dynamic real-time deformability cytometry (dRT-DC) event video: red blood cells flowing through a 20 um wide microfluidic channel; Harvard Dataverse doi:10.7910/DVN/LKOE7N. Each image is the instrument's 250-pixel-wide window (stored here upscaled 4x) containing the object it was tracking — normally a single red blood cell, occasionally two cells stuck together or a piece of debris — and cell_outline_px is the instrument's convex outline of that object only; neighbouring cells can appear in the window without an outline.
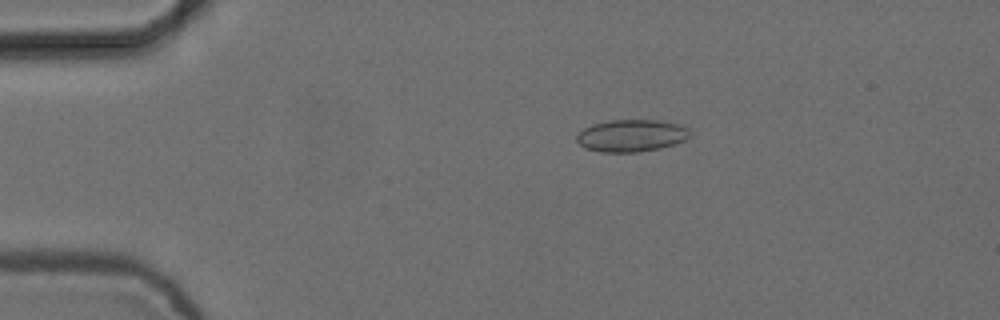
{"species": "common noctule bat (a hibernating species)", "species_latin": "Nyctalus noctula", "temperature_condition": "cold", "stored_images_in_passage": 8, "camera_frame_rate_fps": 3000, "um_per_image_px": 0.085, "animal": {"sex": "female", "body_mass_g": 24.6, "forearm_length_mm": 56.2}, "frame": {"image": 1, "passage_image": 4, "time_ms": 1.0, "image_size_px": [1000, 320], "cell_outline_px": [[688, 136], [684, 140], [660, 148], [640, 152], [600, 152], [584, 148], [576, 140], [576, 136], [584, 128], [592, 124], [608, 120], [656, 120], [680, 124], [688, 132]], "centroid_in_image_um": [53.6, 11.53], "position_along_channel_um": 31.4, "area_um2": 21.04}}
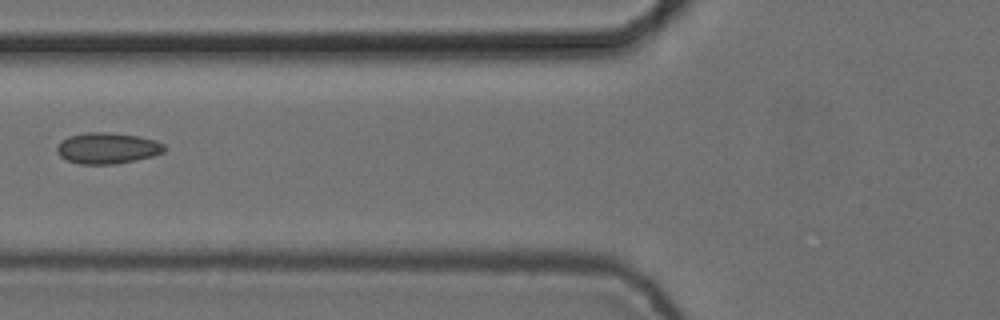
{"frame": {"image": 2, "passage_image": 7, "time_ms": 2.0, "image_size_px": [1000, 320], "cell_outline_px": [[168, 148], [164, 152], [152, 156], [136, 160], [116, 164], [80, 164], [68, 160], [60, 156], [56, 152], [56, 148], [60, 140], [68, 136], [84, 132], [108, 132], [140, 136], [156, 140], [164, 144]], "centroid_in_image_um": [9.14, 12.58], "position_along_channel_um": 116.7, "area_um2": 19.77}}
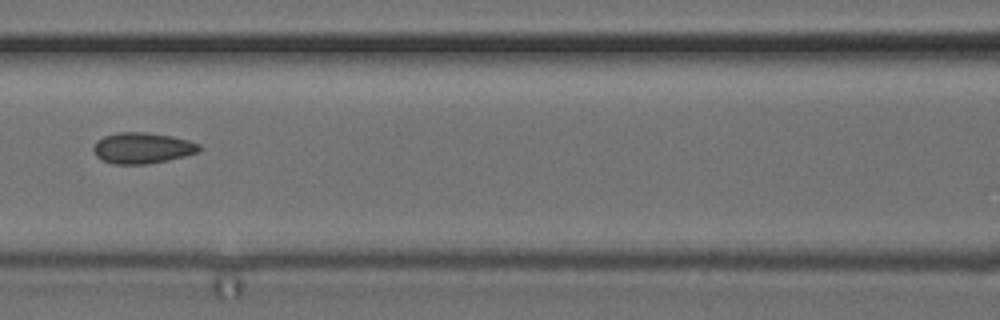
{"frame": {"image": 3, "passage_image": 8, "time_ms": 2.333, "image_size_px": [1000, 320], "cell_outline_px": [[204, 148], [196, 152], [184, 156], [168, 160], [148, 164], [112, 164], [96, 156], [92, 148], [96, 140], [104, 136], [116, 132], [144, 132], [172, 136], [188, 140], [200, 144]], "centroid_in_image_um": [12.09, 12.58], "position_along_channel_um": 154.5, "area_um2": 19.19}}